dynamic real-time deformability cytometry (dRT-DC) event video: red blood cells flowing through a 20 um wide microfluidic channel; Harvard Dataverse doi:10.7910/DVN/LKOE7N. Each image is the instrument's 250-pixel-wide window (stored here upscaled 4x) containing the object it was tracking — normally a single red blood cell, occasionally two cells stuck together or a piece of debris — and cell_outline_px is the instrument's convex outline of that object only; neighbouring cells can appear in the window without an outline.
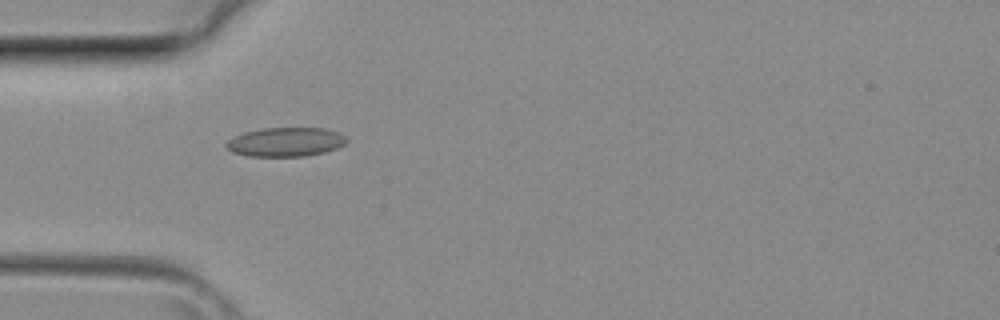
{"species": "common noctule bat (a hibernating species)", "species_latin": "Nyctalus noctula", "temperature_condition": "room temperature", "stored_images_in_passage": 34, "camera_frame_rate_fps": 3000, "um_per_image_px": 0.085, "animal": {"sex": "female", "body_mass_g": 29.2, "forearm_length_mm": 56.3}, "frame": {"image": 1, "passage_image": 7, "time_ms": 2.0, "image_size_px": [1000, 320], "cell_outline_px": [[348, 140], [344, 144], [336, 148], [324, 152], [304, 156], [248, 156], [232, 152], [224, 148], [224, 144], [228, 140], [244, 132], [264, 128], [324, 128], [340, 132]], "centroid_in_image_um": [24.26, 12.07], "position_along_channel_um": 60.7, "area_um2": 20.4}}
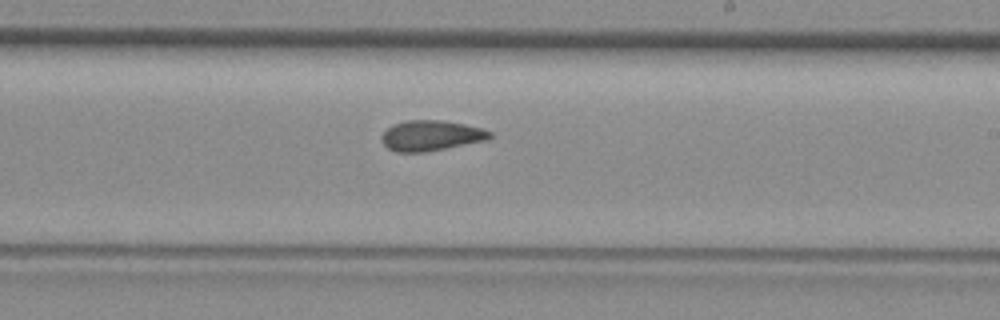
{"frame": {"image": 2, "passage_image": 18, "time_ms": 5.667, "image_size_px": [1000, 320], "cell_outline_px": [[492, 136], [488, 140], [424, 152], [396, 152], [388, 148], [384, 144], [384, 132], [392, 124], [408, 120], [444, 120], [484, 128], [492, 132]], "centroid_in_image_um": [36.69, 11.51], "position_along_channel_um": 252.3, "area_um2": 19.07}}
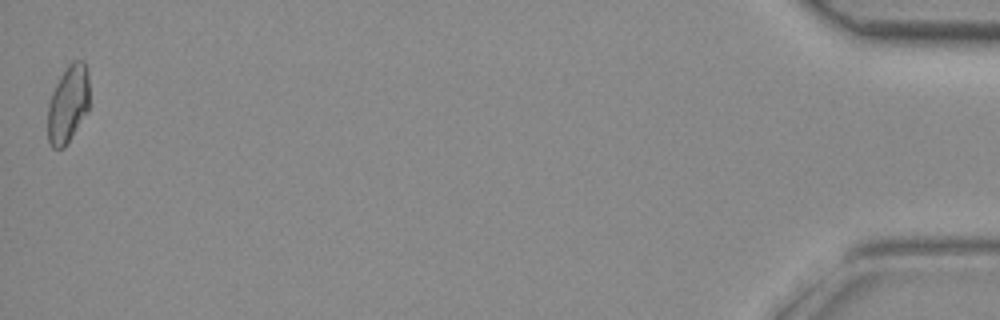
{"frame": {"image": 3, "passage_image": 34, "time_ms": 11.0, "image_size_px": [1000, 320], "cell_outline_px": [[88, 108], [64, 148], [52, 148], [48, 140], [48, 104], [52, 92], [60, 76], [68, 64], [72, 60], [84, 60], [88, 68]], "centroid_in_image_um": [5.77, 8.79], "position_along_channel_um": 429.4, "area_um2": 18.61}}